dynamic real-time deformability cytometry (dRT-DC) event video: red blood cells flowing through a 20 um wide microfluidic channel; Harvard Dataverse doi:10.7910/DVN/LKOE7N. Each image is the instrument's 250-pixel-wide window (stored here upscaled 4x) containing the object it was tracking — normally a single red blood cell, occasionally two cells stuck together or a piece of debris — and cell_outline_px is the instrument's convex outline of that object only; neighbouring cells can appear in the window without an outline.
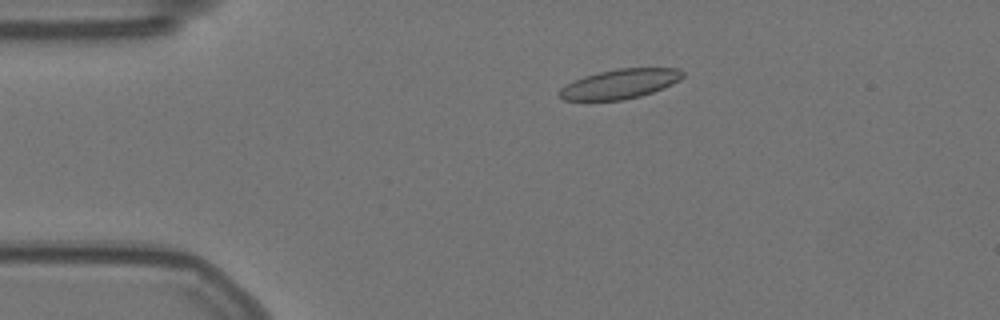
{"species": "Egyptian fruit bat (a non-hibernating species)", "species_latin": "Rousettus aegyptiacus", "temperature_condition": "warm", "stored_images_in_passage": 57, "camera_frame_rate_fps": 3000, "um_per_image_px": 0.085, "animal": {"sex": "female"}, "frame": {"image": 1, "passage_image": 11, "time_ms": 3.333, "image_size_px": [1000, 320], "cell_outline_px": [[684, 76], [680, 80], [672, 84], [652, 92], [640, 96], [624, 100], [564, 100], [560, 96], [560, 88], [584, 76], [600, 72], [620, 68], [676, 68], [684, 72]], "centroid_in_image_um": [52.73, 7.13], "position_along_channel_um": 32.3, "area_um2": 20.92}}
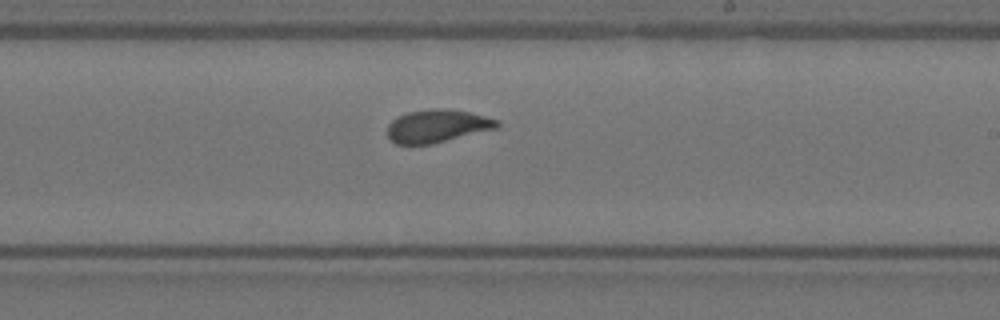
{"frame": {"image": 2, "passage_image": 33, "time_ms": 10.667, "image_size_px": [1000, 320], "cell_outline_px": [[500, 124], [496, 128], [432, 144], [396, 144], [388, 140], [388, 124], [396, 116], [408, 112], [432, 108], [448, 108], [468, 112], [500, 120]], "centroid_in_image_um": [37.13, 10.7], "position_along_channel_um": 251.9, "area_um2": 21.1}}
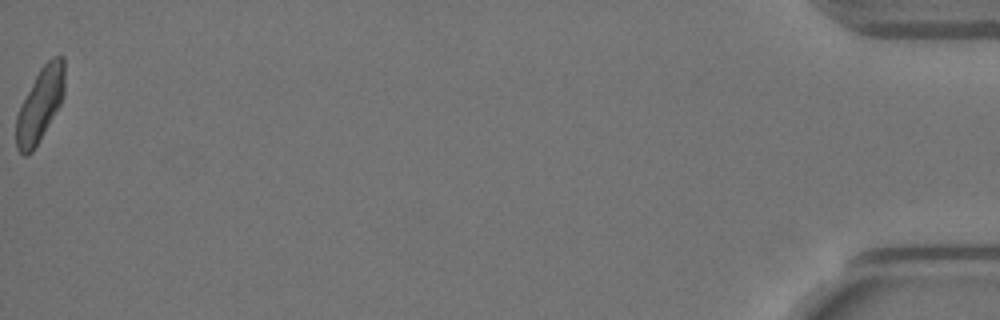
{"frame": {"image": 3, "passage_image": 57, "time_ms": 18.667, "image_size_px": [1000, 320], "cell_outline_px": [[64, 96], [60, 104], [44, 132], [32, 152], [24, 156], [16, 148], [16, 116], [20, 104], [40, 68], [52, 56], [64, 56]], "centroid_in_image_um": [3.39, 8.88], "position_along_channel_um": 431.8, "area_um2": 20.69}, "authors_computed_cell_mechanics": {"area_um2": 21.097, "velocity_mm_per_s": 3.5436, "shape_relaxation_time_tau1_ms": 4.4438, "shape_relaxation_time_tau2_ms": 1.0136, "deformation_change_tau1": 0.1361, "deformation_change_tau2": 0.0822}}